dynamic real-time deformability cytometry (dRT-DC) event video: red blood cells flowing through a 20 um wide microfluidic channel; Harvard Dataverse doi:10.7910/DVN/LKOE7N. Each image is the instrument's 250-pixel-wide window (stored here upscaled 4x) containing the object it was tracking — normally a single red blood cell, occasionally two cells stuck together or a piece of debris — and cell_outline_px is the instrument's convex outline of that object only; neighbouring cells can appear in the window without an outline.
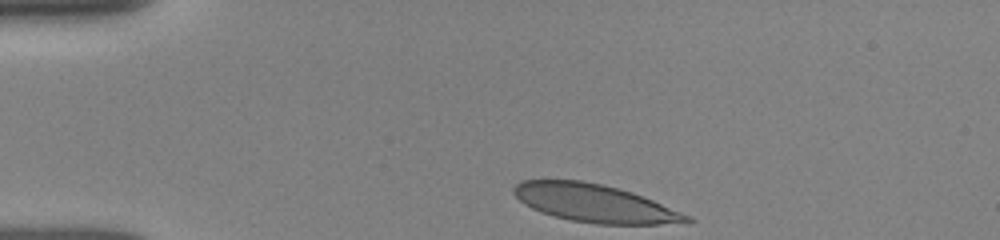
{"species": "human", "species_latin": "Homo sapiens", "temperature_condition": "room temperature", "stored_images_in_passage": 33, "camera_frame_rate_fps": 3000, "um_per_image_px": 0.085, "donor": {"sex": "female"}, "frame": {"image": 1, "passage_image": 1, "time_ms": 0.0, "image_size_px": [1000, 240], "cell_outline_px": [[696, 220], [660, 224], [596, 224], [572, 220], [540, 212], [524, 204], [512, 192], [512, 188], [520, 180], [580, 180], [600, 184], [632, 192], [644, 196], [692, 216]], "centroid_in_image_um": [50.54, 17.27], "position_along_channel_um": 34.5, "area_um2": 37.97}}
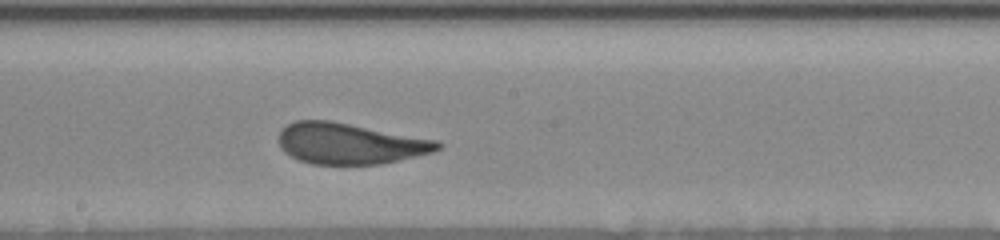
{"frame": {"image": 2, "passage_image": 19, "time_ms": 6.0, "image_size_px": [1000, 240], "cell_outline_px": [[444, 144], [440, 148], [432, 152], [380, 164], [312, 164], [300, 160], [284, 152], [280, 148], [280, 128], [296, 120], [332, 120], [436, 140]], "centroid_in_image_um": [29.71, 12.19], "position_along_channel_um": 218.5, "area_um2": 37.8}}
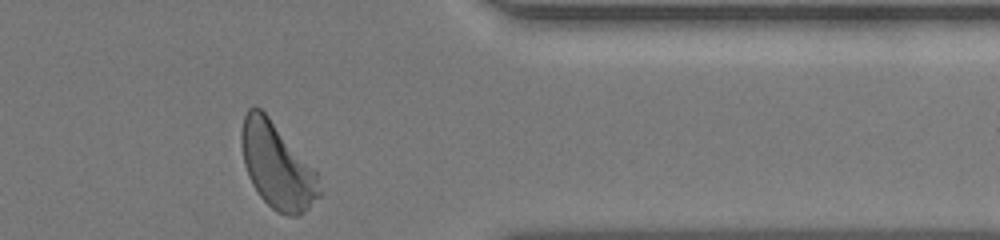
{"frame": {"image": 3, "passage_image": 33, "time_ms": 10.667, "image_size_px": [1000, 240], "cell_outline_px": [[320, 196], [304, 212], [296, 216], [288, 216], [276, 212], [260, 196], [252, 184], [248, 176], [244, 164], [240, 144], [240, 132], [244, 116], [248, 108], [260, 108], [268, 116], [316, 172], [320, 192]], "centroid_in_image_um": [23.51, 14.11], "position_along_channel_um": 387.9, "area_um2": 38.26}, "authors_computed_cell_mechanics": {"area_um2": 38.437, "velocity_mm_per_s": 3.882, "shape_relaxation_time_tau1_ms": 3.6441, "shape_relaxation_time_tau2_ms": null, "deformation_change_tau1": 0.1594, "deformation_change_tau2": null}}